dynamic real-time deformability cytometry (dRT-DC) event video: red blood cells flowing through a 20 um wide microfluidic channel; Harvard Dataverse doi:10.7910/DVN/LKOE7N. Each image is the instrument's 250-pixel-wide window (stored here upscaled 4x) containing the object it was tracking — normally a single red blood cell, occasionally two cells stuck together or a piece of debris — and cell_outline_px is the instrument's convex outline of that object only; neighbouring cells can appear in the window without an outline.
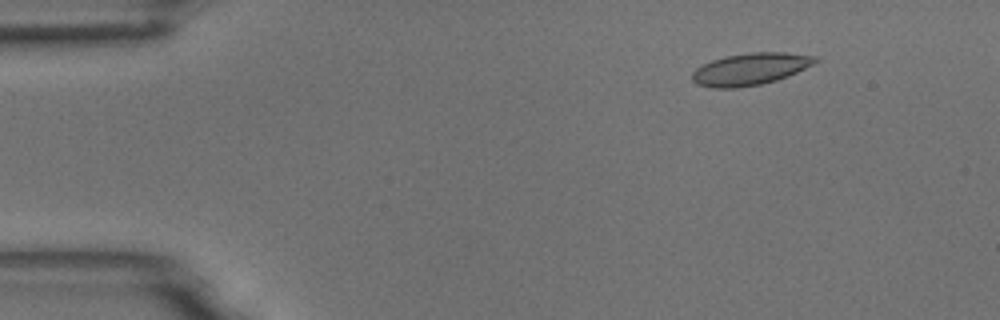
{"species": "common noctule bat (a hibernating species)", "species_latin": "Nyctalus noctula", "temperature_condition": "room temperature", "stored_images_in_passage": 11, "camera_frame_rate_fps": 3000, "um_per_image_px": 0.085, "animal": {"sex": "male", "body_mass_g": 18.8}, "frame": {"image": 1, "passage_image": 2, "time_ms": 0.333, "image_size_px": [1000, 320], "cell_outline_px": [[820, 60], [788, 76], [776, 80], [760, 84], [736, 88], [712, 88], [696, 84], [692, 80], [692, 72], [696, 68], [712, 60], [724, 56], [748, 52], [784, 52], [816, 56]], "centroid_in_image_um": [63.75, 5.86], "position_along_channel_um": 21.3, "area_um2": 22.95}}
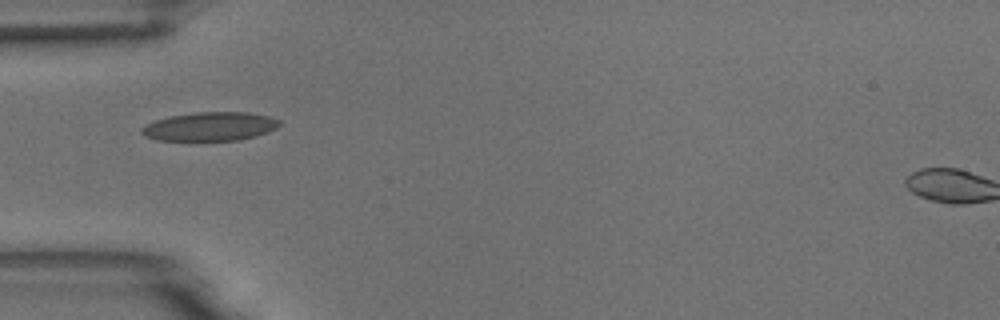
{"frame": {"image": 2, "passage_image": 5, "time_ms": 1.333, "image_size_px": [1000, 320], "cell_outline_px": [[280, 124], [276, 128], [268, 132], [240, 140], [156, 140], [140, 132], [140, 128], [156, 120], [172, 116], [196, 112], [248, 112], [268, 116], [280, 120]], "centroid_in_image_um": [17.88, 10.75], "position_along_channel_um": 67.1, "area_um2": 22.83}}
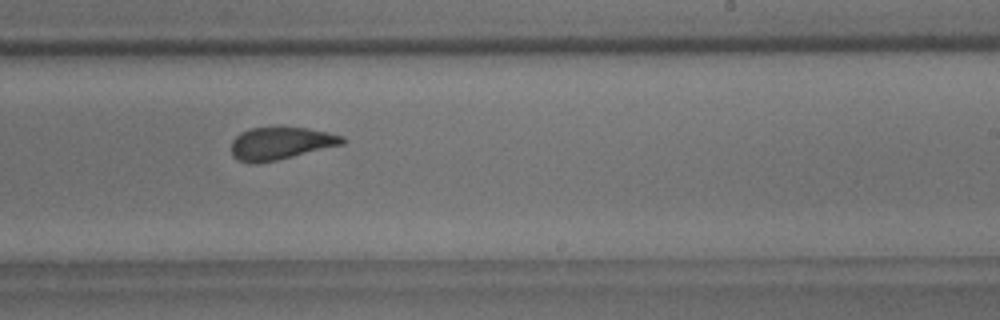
{"frame": {"image": 3, "passage_image": 10, "time_ms": 3.0, "image_size_px": [1000, 320], "cell_outline_px": [[344, 144], [276, 160], [256, 164], [236, 160], [232, 156], [232, 140], [240, 132], [252, 128], [308, 128], [328, 132], [344, 136]], "centroid_in_image_um": [23.84, 12.19], "position_along_channel_um": 265.2, "area_um2": 20.87}}